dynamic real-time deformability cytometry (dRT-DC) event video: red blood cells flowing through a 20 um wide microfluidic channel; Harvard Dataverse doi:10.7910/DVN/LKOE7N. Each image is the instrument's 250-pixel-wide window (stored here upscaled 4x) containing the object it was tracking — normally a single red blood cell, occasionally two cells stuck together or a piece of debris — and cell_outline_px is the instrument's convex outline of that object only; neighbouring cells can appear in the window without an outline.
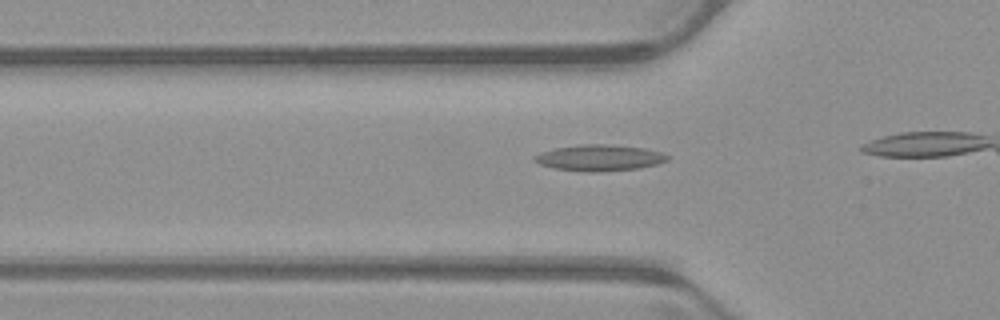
{"species": "common noctule bat (a hibernating species)", "species_latin": "Nyctalus noctula", "temperature_condition": "warm", "stored_images_in_passage": 19, "camera_frame_rate_fps": 3000, "um_per_image_px": 0.085, "animal": {"sex": "male", "body_mass_g": 23.1, "forearm_length_mm": 52.7}, "frame": {"image": 1, "passage_image": 11, "time_ms": 3.333, "image_size_px": [1000, 320], "cell_outline_px": [[668, 160], [656, 164], [640, 168], [600, 172], [588, 172], [556, 168], [540, 164], [532, 160], [532, 156], [540, 152], [556, 148], [580, 144], [608, 144], [644, 148], [660, 152], [668, 156]], "centroid_in_image_um": [50.92, 13.41], "position_along_channel_um": 74.9, "area_um2": 20.23}}
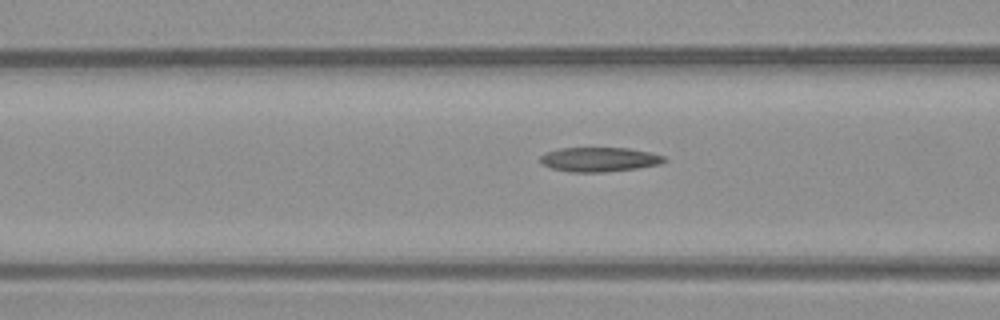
{"frame": {"image": 2, "passage_image": 14, "time_ms": 4.333, "image_size_px": [1000, 320], "cell_outline_px": [[668, 160], [660, 164], [636, 168], [604, 172], [572, 172], [552, 168], [544, 164], [540, 160], [540, 156], [544, 152], [556, 148], [628, 148], [652, 152], [664, 156]], "centroid_in_image_um": [50.95, 13.54], "position_along_channel_um": 115.6, "area_um2": 17.69}}